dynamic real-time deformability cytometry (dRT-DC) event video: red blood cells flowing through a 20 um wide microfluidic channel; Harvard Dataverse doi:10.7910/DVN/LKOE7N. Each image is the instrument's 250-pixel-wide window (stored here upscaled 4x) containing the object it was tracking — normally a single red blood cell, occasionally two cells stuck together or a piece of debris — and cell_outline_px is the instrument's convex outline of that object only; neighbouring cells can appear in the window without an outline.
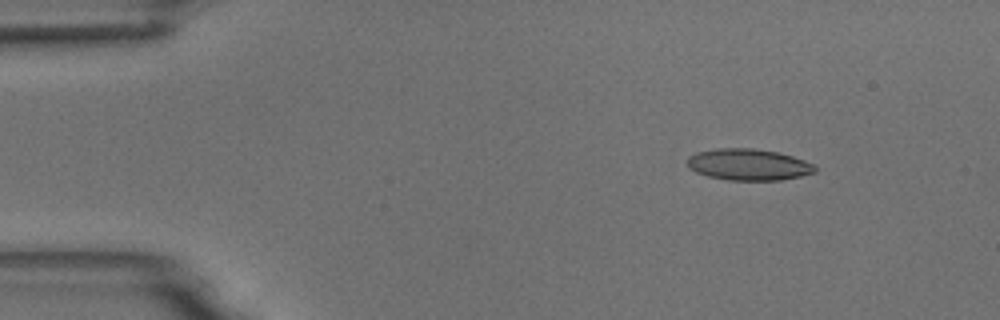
{"species": "common noctule bat (a hibernating species)", "species_latin": "Nyctalus noctula", "temperature_condition": "room temperature", "stored_images_in_passage": 9, "camera_frame_rate_fps": 3000, "um_per_image_px": 0.085, "animal": {"sex": "male", "body_mass_g": 18.8}, "frame": {"image": 1, "passage_image": 2, "time_ms": 2.0, "image_size_px": [1000, 320], "cell_outline_px": [[816, 172], [800, 176], [780, 180], [728, 180], [708, 176], [696, 172], [688, 168], [688, 156], [696, 152], [716, 148], [752, 148], [776, 152], [792, 156], [804, 160], [812, 164], [816, 168]], "centroid_in_image_um": [63.59, 13.99], "position_along_channel_um": 21.4, "area_um2": 23.35}}
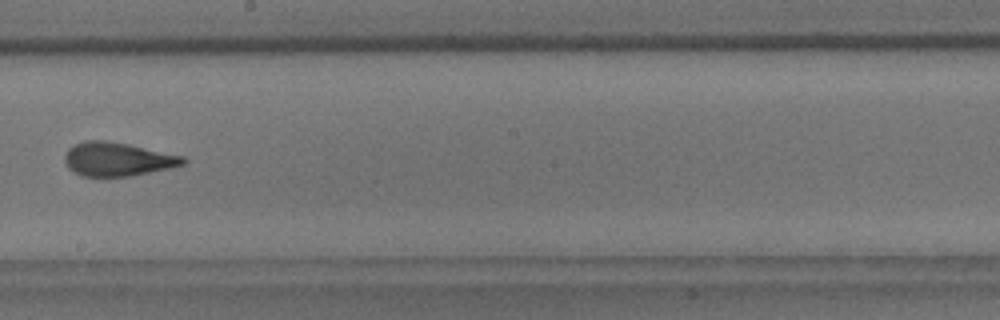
{"frame": {"image": 2, "passage_image": 9, "time_ms": 10.0, "image_size_px": [1000, 320], "cell_outline_px": [[188, 160], [184, 164], [172, 168], [132, 176], [80, 176], [72, 172], [68, 168], [64, 160], [64, 156], [68, 148], [84, 140], [108, 140], [128, 144], [184, 156]], "centroid_in_image_um": [9.99, 13.53], "position_along_channel_um": 238.2, "area_um2": 23.52}}